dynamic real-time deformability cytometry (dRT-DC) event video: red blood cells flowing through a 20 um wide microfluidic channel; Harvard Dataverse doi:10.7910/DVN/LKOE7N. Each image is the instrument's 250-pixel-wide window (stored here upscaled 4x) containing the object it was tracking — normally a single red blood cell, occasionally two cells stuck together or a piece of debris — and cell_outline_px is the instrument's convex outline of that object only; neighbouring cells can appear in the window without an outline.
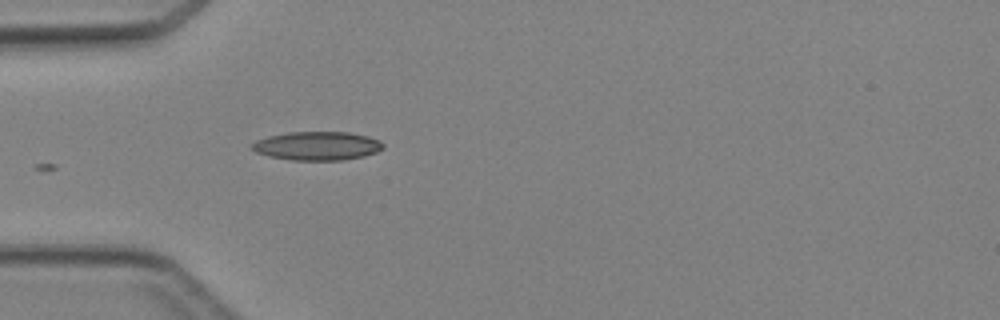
{"species": "Egyptian fruit bat (a non-hibernating species)", "species_latin": "Rousettus aegyptiacus", "temperature_condition": "cold", "stored_images_in_passage": 11, "camera_frame_rate_fps": 3000, "um_per_image_px": 0.085, "animal": {"sex": "female"}, "frame": {"image": 1, "passage_image": 1, "time_ms": 0.0, "image_size_px": [1000, 320], "cell_outline_px": [[384, 148], [376, 152], [364, 156], [344, 160], [292, 160], [268, 156], [256, 152], [248, 144], [256, 140], [268, 136], [288, 132], [348, 132], [368, 136], [380, 140], [384, 144]], "centroid_in_image_um": [26.95, 12.4], "position_along_channel_um": 58.0, "area_um2": 22.08}}
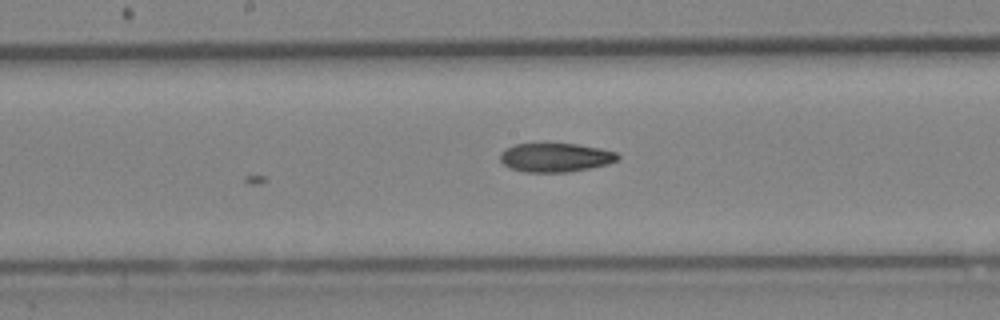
{"frame": {"image": 2, "passage_image": 11, "time_ms": 3.333, "image_size_px": [1000, 320], "cell_outline_px": [[620, 156], [616, 160], [608, 164], [568, 172], [524, 172], [508, 168], [500, 160], [500, 152], [504, 148], [516, 144], [576, 144], [600, 148], [616, 152]], "centroid_in_image_um": [47.17, 13.39], "position_along_channel_um": 201.0, "area_um2": 19.77}}